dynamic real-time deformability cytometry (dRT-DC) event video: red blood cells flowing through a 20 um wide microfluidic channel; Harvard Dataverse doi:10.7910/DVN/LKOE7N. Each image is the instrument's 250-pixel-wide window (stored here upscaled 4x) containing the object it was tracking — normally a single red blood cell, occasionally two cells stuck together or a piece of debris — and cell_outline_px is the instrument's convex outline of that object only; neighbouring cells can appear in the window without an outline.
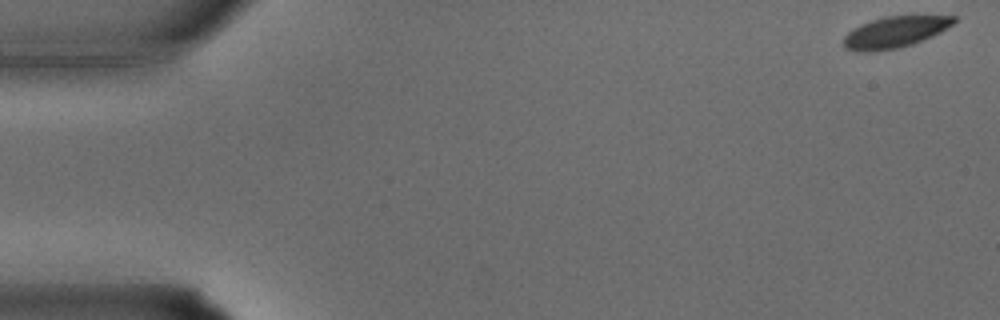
{"species": "common noctule bat (a hibernating species)", "species_latin": "Nyctalus noctula", "temperature_condition": "warm", "stored_images_in_passage": 8, "camera_frame_rate_fps": 3000, "um_per_image_px": 0.085, "animal": {"sex": "male", "body_mass_g": 15.6}, "frame": {"image": 1, "passage_image": 1, "time_ms": 0.0, "image_size_px": [1000, 320], "cell_outline_px": [[956, 20], [952, 24], [940, 32], [924, 40], [912, 44], [896, 48], [868, 52], [856, 52], [844, 48], [844, 36], [852, 28], [860, 24], [872, 20], [888, 16], [956, 16]], "centroid_in_image_um": [76.03, 2.74], "position_along_channel_um": 9.0, "area_um2": 19.94}}